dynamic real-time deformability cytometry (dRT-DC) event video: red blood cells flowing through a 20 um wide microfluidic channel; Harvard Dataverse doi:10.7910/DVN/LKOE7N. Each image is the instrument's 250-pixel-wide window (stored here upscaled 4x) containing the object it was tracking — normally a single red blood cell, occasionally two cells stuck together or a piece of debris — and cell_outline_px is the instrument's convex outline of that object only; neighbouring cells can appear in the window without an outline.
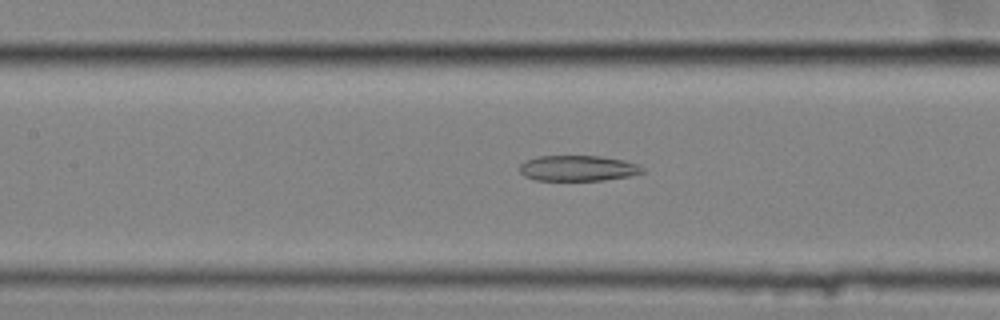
{"species": "common noctule bat (a hibernating species)", "species_latin": "Nyctalus noctula", "temperature_condition": "cold", "stored_images_in_passage": 52, "segment_of_instrument_passage": [2, 2], "camera_frame_rate_fps": 3000, "um_per_image_px": 0.085, "animal": {"sex": "female", "body_mass_g": 25.1}, "frame": {"image": 1, "passage_image": 22, "time_ms": 7.0, "image_size_px": [1000, 320], "cell_outline_px": [[644, 172], [628, 176], [604, 180], [536, 180], [524, 176], [520, 172], [520, 164], [524, 160], [536, 156], [600, 156], [624, 160], [636, 164], [644, 168]], "centroid_in_image_um": [49.09, 14.29], "position_along_channel_um": 158.3, "area_um2": 18.32}}
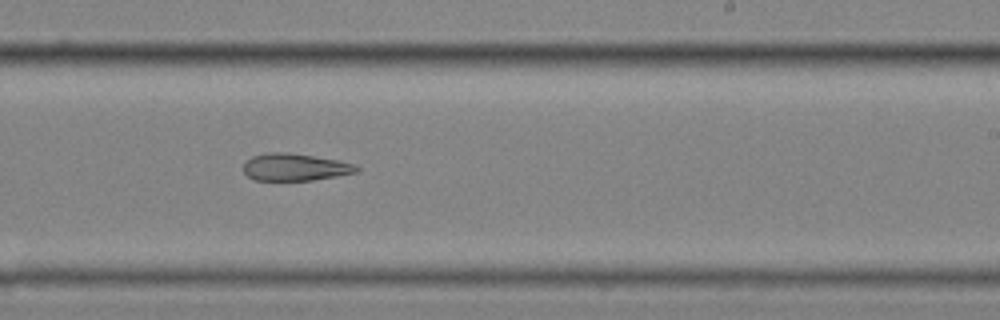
{"frame": {"image": 2, "passage_image": 31, "time_ms": 10.0, "image_size_px": [1000, 320], "cell_outline_px": [[360, 172], [312, 180], [256, 180], [248, 176], [244, 172], [244, 160], [252, 156], [268, 152], [288, 152], [340, 160], [352, 164], [360, 168]], "centroid_in_image_um": [25.07, 14.19], "position_along_channel_um": 263.9, "area_um2": 18.03}}
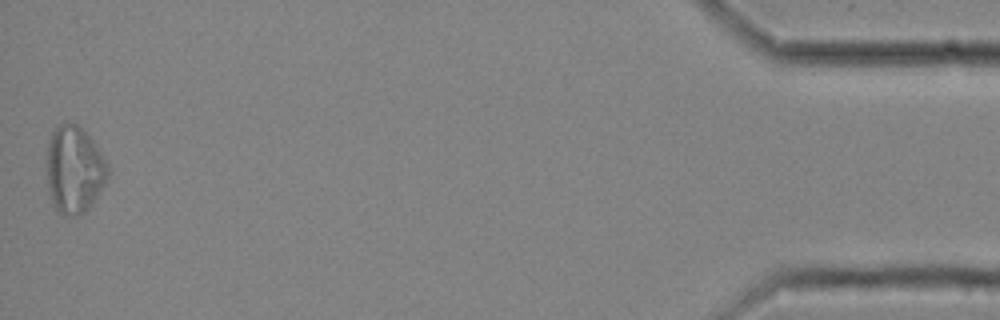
{"frame": {"image": 3, "passage_image": 52, "time_ms": 17.0, "image_size_px": [1000, 320], "cell_outline_px": [[108, 176], [104, 184], [88, 208], [80, 216], [64, 216], [56, 212], [52, 204], [48, 192], [48, 140], [56, 124], [64, 120], [76, 124], [92, 140], [108, 164]], "centroid_in_image_um": [6.28, 14.42], "position_along_channel_um": 428.9, "area_um2": 31.1}}